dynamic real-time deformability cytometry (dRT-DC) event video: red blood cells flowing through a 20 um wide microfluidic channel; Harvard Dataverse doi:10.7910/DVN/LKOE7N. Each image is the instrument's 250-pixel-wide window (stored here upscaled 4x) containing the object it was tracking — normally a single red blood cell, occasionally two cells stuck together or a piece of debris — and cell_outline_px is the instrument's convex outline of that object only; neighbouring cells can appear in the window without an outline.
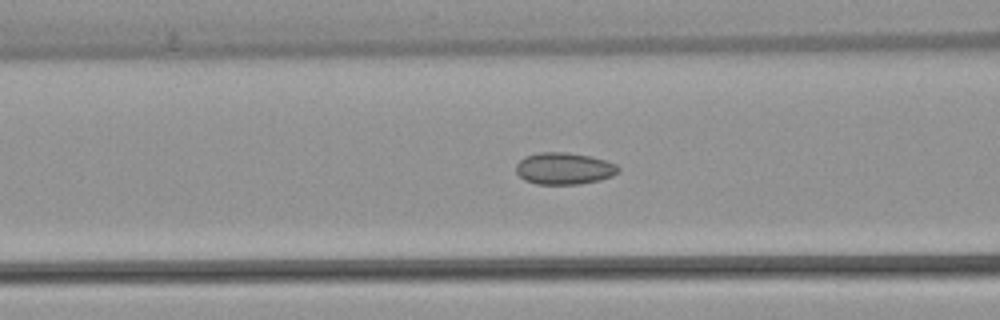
{"species": "common noctule bat (a hibernating species)", "species_latin": "Nyctalus noctula", "temperature_condition": "warm", "stored_images_in_passage": 54, "camera_frame_rate_fps": 3000, "um_per_image_px": 0.085, "animal": {"sex": "female", "body_mass_g": 22.7, "forearm_length_mm": 54.2}, "frame": {"image": 1, "passage_image": 21, "time_ms": 6.667, "image_size_px": [1000, 320], "cell_outline_px": [[620, 172], [612, 176], [600, 180], [580, 184], [536, 184], [524, 180], [516, 172], [516, 164], [524, 156], [540, 152], [568, 152], [588, 156], [604, 160], [616, 164], [620, 168]], "centroid_in_image_um": [47.94, 14.32], "position_along_channel_um": 118.7, "area_um2": 19.07}}
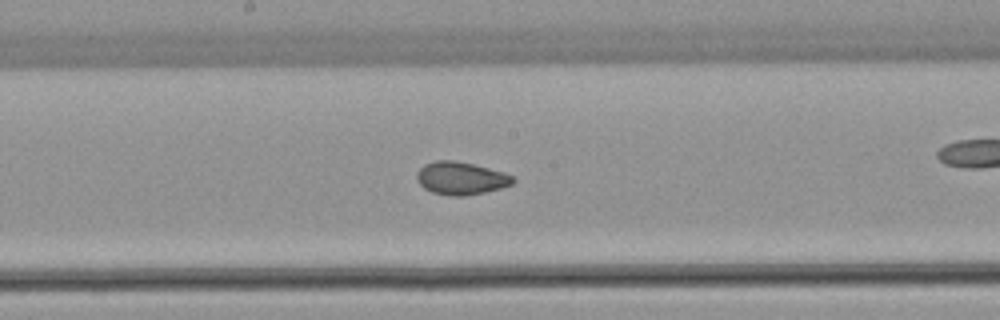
{"frame": {"image": 2, "passage_image": 28, "time_ms": 9.0, "image_size_px": [1000, 320], "cell_outline_px": [[516, 180], [512, 184], [500, 188], [484, 192], [464, 196], [448, 196], [432, 192], [424, 188], [416, 180], [416, 172], [424, 164], [436, 160], [452, 160], [472, 164], [504, 172], [512, 176]], "centroid_in_image_um": [39.14, 15.15], "position_along_channel_um": 209.1, "area_um2": 18.38}}
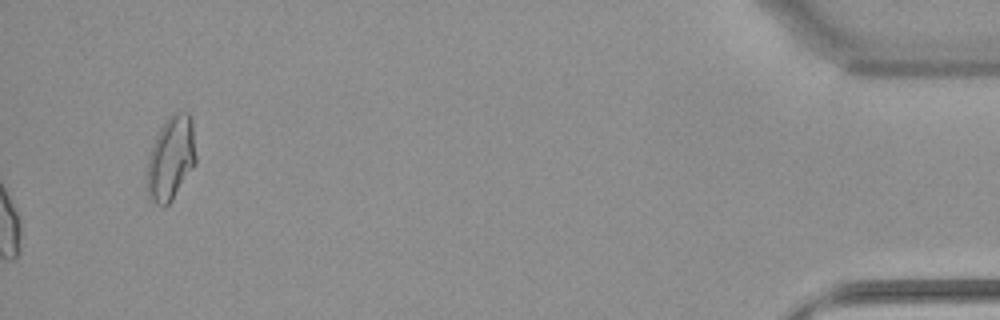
{"frame": {"image": 3, "passage_image": 54, "time_ms": 17.667, "image_size_px": [1000, 320], "cell_outline_px": [[196, 164], [172, 200], [164, 208], [156, 204], [148, 196], [148, 156], [156, 136], [160, 128], [168, 116], [172, 112], [188, 112], [192, 120], [196, 156]], "centroid_in_image_um": [14.55, 13.44], "position_along_channel_um": 420.7, "area_um2": 23.93}, "authors_computed_cell_mechanics": {"area_um2": 19.1318, "velocity_mm_per_s": 3.8693, "shape_relaxation_time_tau1_ms": null, "shape_relaxation_time_tau2_ms": 1.2448, "deformation_change_tau1": null, "deformation_change_tau2": 0.0487}}